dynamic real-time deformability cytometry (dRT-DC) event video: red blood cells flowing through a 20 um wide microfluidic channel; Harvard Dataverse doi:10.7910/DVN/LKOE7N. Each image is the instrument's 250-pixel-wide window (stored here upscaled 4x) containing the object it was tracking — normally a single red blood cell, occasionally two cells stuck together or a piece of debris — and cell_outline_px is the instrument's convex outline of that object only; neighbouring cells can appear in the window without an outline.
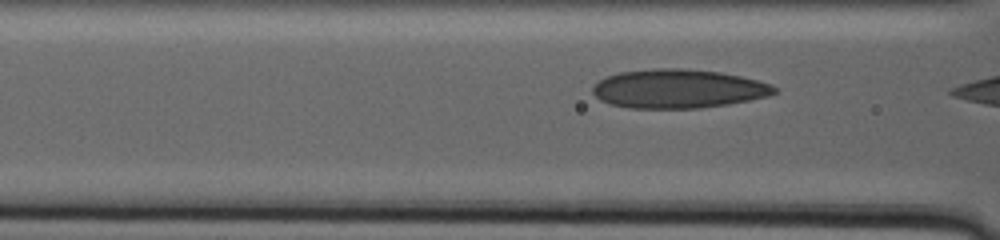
{"species": "human", "species_latin": "Homo sapiens", "temperature_condition": "warm", "stored_images_in_passage": 27, "camera_frame_rate_fps": 3000, "um_per_image_px": 0.085, "donor": {"sex": "male"}, "frame": {"image": 1, "passage_image": 23, "time_ms": 7.333, "image_size_px": [1000, 240], "cell_outline_px": [[776, 92], [768, 96], [728, 104], [696, 108], [628, 108], [608, 104], [600, 100], [592, 92], [592, 88], [604, 76], [620, 72], [656, 68], [684, 68], [720, 72], [740, 76], [772, 84], [776, 88]], "centroid_in_image_um": [57.61, 7.54], "position_along_channel_um": 109.0, "area_um2": 41.15}}